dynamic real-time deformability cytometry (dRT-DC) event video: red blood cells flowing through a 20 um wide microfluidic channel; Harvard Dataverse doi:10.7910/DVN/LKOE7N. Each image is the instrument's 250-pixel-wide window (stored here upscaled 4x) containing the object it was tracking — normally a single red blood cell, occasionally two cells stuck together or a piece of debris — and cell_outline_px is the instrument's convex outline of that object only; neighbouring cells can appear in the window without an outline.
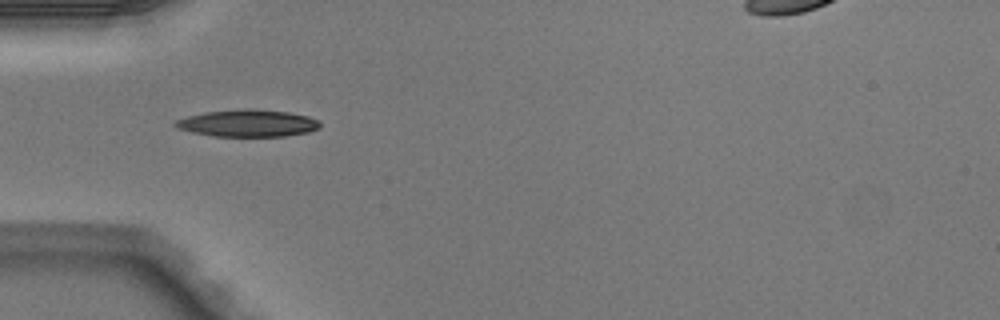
{"species": "Egyptian fruit bat (a non-hibernating species)", "species_latin": "Rousettus aegyptiacus", "temperature_condition": "warm", "stored_images_in_passage": 4, "camera_frame_rate_fps": 3000, "um_per_image_px": 0.085, "animal": {"sex": "male"}, "frame": {"image": 1, "passage_image": 1, "time_ms": 0.0, "image_size_px": [1000, 320], "cell_outline_px": [[320, 128], [308, 132], [284, 136], [212, 136], [192, 132], [176, 128], [172, 124], [176, 120], [188, 116], [204, 112], [244, 108], [288, 112], [308, 116], [320, 120]], "centroid_in_image_um": [21.05, 10.47], "position_along_channel_um": 63.9, "area_um2": 22.89}}
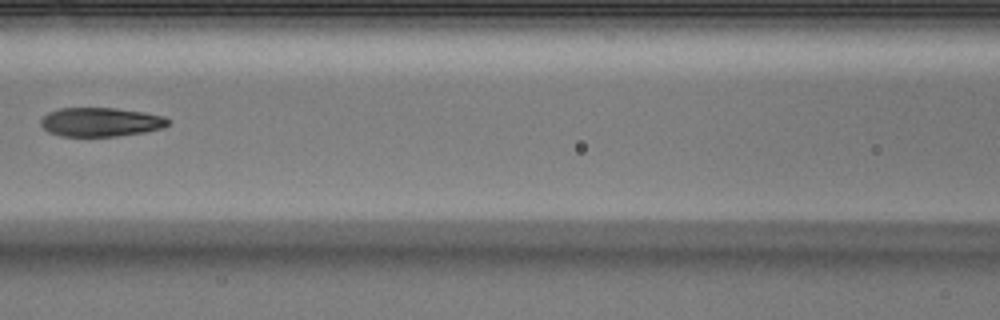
{"frame": {"image": 2, "passage_image": 3, "time_ms": 0.667, "image_size_px": [1000, 320], "cell_outline_px": [[168, 124], [164, 128], [144, 132], [116, 136], [60, 136], [48, 132], [40, 124], [40, 120], [48, 112], [60, 108], [116, 108], [144, 112], [164, 116], [168, 120]], "centroid_in_image_um": [8.54, 10.37], "position_along_channel_um": 158.1, "area_um2": 21.5}}
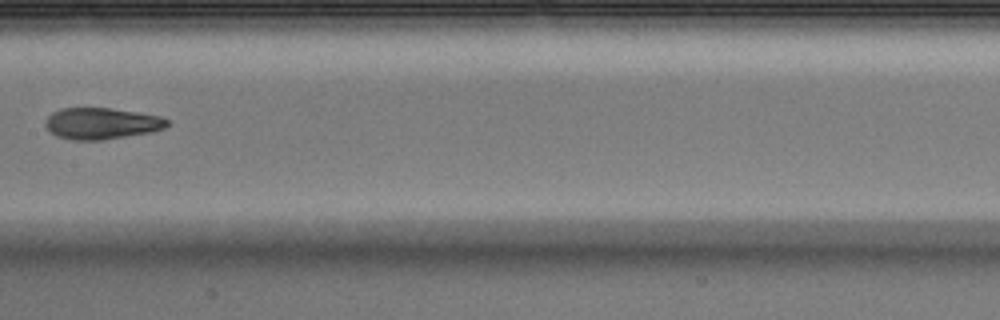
{"frame": {"image": 3, "passage_image": 4, "time_ms": 1.0, "image_size_px": [1000, 320], "cell_outline_px": [[168, 124], [164, 128], [152, 132], [100, 140], [72, 140], [56, 136], [44, 124], [48, 116], [52, 112], [60, 108], [108, 108], [136, 112], [160, 116], [168, 120]], "centroid_in_image_um": [8.61, 10.49], "position_along_channel_um": 198.8, "area_um2": 22.14}}